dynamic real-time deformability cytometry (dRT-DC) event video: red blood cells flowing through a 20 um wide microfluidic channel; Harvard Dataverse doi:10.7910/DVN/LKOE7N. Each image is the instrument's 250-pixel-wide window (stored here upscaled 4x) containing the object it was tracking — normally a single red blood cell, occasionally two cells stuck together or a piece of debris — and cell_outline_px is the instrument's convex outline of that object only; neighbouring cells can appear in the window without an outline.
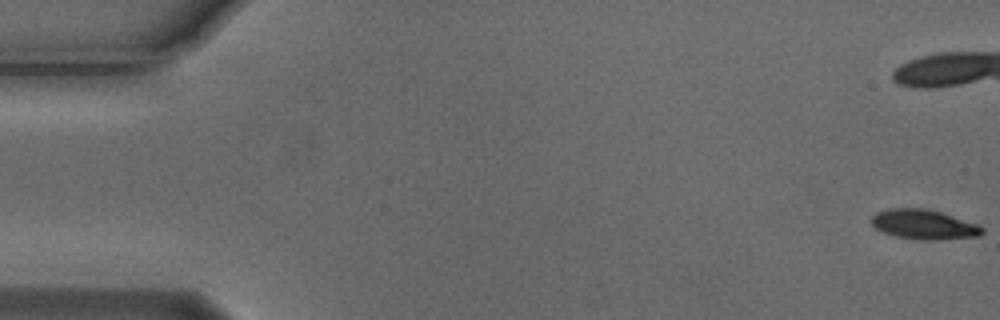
{"species": "Egyptian fruit bat (a non-hibernating species)", "species_latin": "Rousettus aegyptiacus", "temperature_condition": "cold", "stored_images_in_passage": 9, "camera_frame_rate_fps": 3000, "um_per_image_px": 0.085, "animal": {"sex": "male"}, "frame": {"image": 1, "passage_image": 1, "time_ms": 0.0, "image_size_px": [1000, 320], "cell_outline_px": [[984, 232], [980, 236], [932, 240], [920, 240], [896, 236], [884, 232], [876, 228], [872, 224], [872, 216], [876, 212], [888, 208], [924, 208], [940, 212], [980, 224], [984, 228]], "centroid_in_image_um": [78.56, 19.07], "position_along_channel_um": 6.4, "area_um2": 19.19}}